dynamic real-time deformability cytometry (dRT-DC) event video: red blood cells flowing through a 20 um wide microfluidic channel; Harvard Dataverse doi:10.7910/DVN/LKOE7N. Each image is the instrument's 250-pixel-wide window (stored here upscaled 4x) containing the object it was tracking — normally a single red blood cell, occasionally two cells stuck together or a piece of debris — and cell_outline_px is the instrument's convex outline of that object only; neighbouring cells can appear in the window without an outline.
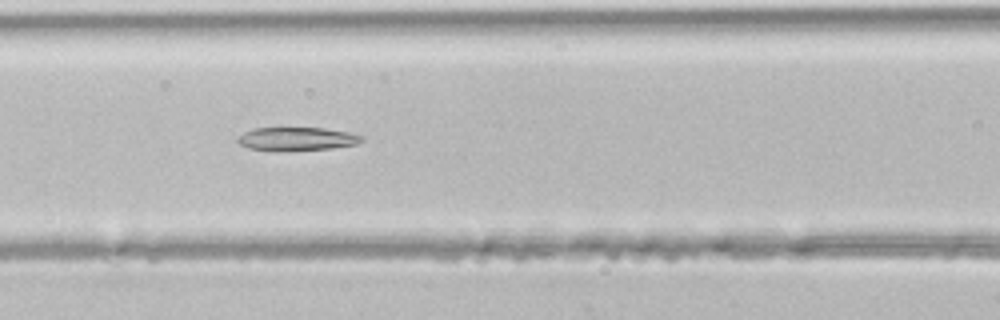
{"species": "common noctule bat (a hibernating species)", "species_latin": "Nyctalus noctula", "temperature_condition": "room temperature", "stored_images_in_passage": 35, "camera_frame_rate_fps": 3000, "um_per_image_px": 0.085, "animal": {"sex": "male", "body_mass_g": 21.5, "forearm_length_mm": 52.0}, "frame": {"image": 1, "passage_image": 9, "time_ms": 2.667, "image_size_px": [1000, 320], "cell_outline_px": [[364, 140], [356, 144], [332, 148], [248, 148], [240, 144], [236, 140], [244, 132], [252, 128], [324, 128], [348, 132], [364, 136]], "centroid_in_image_um": [25.29, 11.75], "position_along_channel_um": 141.3, "area_um2": 15.9}}
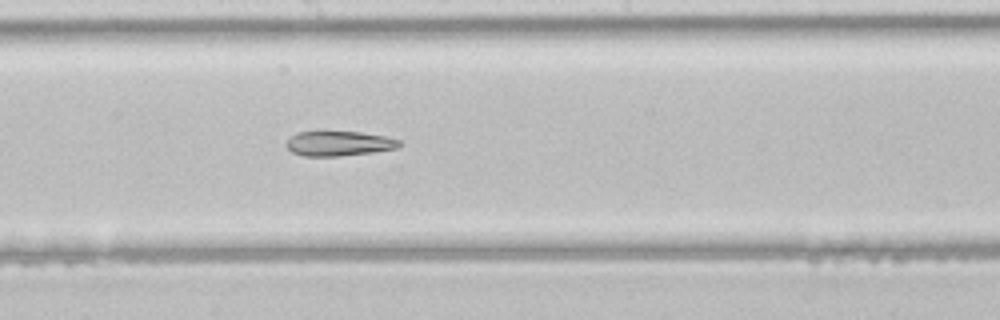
{"frame": {"image": 2, "passage_image": 14, "time_ms": 4.333, "image_size_px": [1000, 320], "cell_outline_px": [[400, 144], [396, 148], [372, 152], [340, 156], [304, 156], [292, 152], [284, 144], [296, 132], [360, 132], [384, 136], [400, 140]], "centroid_in_image_um": [28.77, 12.2], "position_along_channel_um": 219.4, "area_um2": 16.13}}
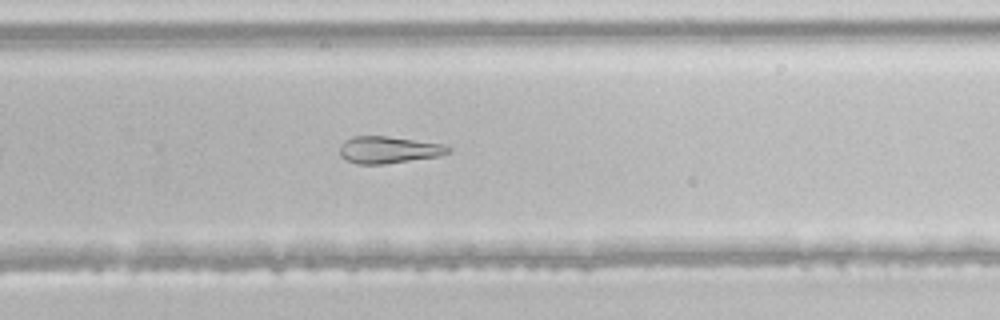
{"frame": {"image": 3, "passage_image": 19, "time_ms": 6.0, "image_size_px": [1000, 320], "cell_outline_px": [[452, 148], [448, 152], [440, 156], [384, 164], [356, 164], [340, 156], [340, 144], [344, 140], [352, 136], [388, 136], [444, 144]], "centroid_in_image_um": [33.01, 12.73], "position_along_channel_um": 296.8, "area_um2": 17.11}}